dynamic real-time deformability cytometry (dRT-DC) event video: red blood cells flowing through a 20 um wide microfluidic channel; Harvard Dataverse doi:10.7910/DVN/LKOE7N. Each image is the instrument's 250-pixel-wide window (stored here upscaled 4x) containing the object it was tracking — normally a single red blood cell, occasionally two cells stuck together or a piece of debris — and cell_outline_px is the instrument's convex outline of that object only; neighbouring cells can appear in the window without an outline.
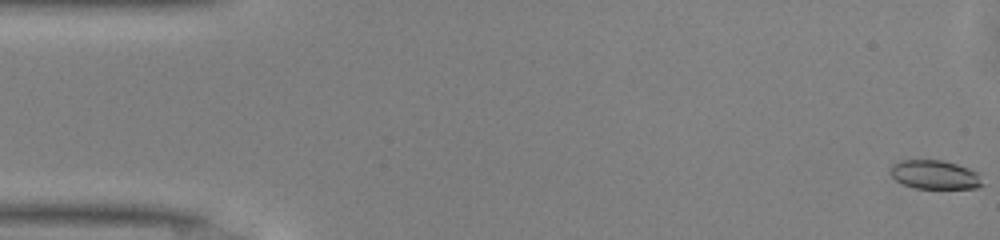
{"species": "common noctule bat (a hibernating species)", "species_latin": "Nyctalus noctula", "temperature_condition": "warm", "stored_images_in_passage": 49, "camera_frame_rate_fps": 3000, "um_per_image_px": 0.085, "animal": {"sex": "male", "body_mass_g": 13.0, "forearm_length_mm": 53.1}, "frame": {"image": 1, "passage_image": 1, "time_ms": 0.0, "image_size_px": [1000, 240], "cell_outline_px": [[984, 184], [976, 188], [916, 188], [904, 184], [896, 180], [892, 176], [892, 164], [904, 160], [940, 160], [956, 164], [968, 168], [976, 172]], "centroid_in_image_um": [79.47, 14.85], "position_along_channel_um": 5.5, "area_um2": 15.14}}
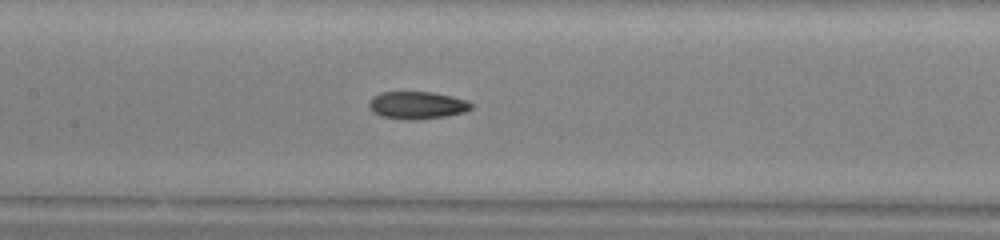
{"frame": {"image": 2, "passage_image": 23, "time_ms": 7.333, "image_size_px": [1000, 240], "cell_outline_px": [[472, 108], [464, 112], [444, 116], [412, 120], [404, 120], [380, 116], [372, 112], [368, 104], [368, 100], [372, 96], [380, 92], [432, 92], [452, 96], [464, 100], [472, 104]], "centroid_in_image_um": [35.38, 8.94], "position_along_channel_um": 172.0, "area_um2": 16.42}}
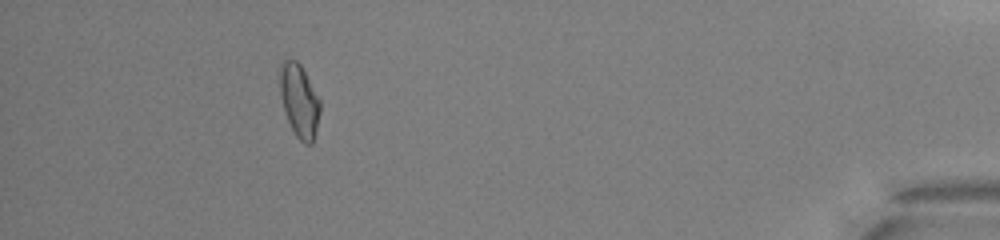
{"frame": {"image": 3, "passage_image": 45, "time_ms": 14.667, "image_size_px": [1000, 240], "cell_outline_px": [[320, 112], [316, 132], [312, 144], [304, 144], [296, 136], [288, 120], [284, 108], [280, 92], [280, 64], [284, 60], [296, 60], [300, 64], [320, 100]], "centroid_in_image_um": [25.45, 8.58], "position_along_channel_um": 409.7, "area_um2": 16.88}, "authors_computed_cell_mechanics": {"area_um2": 16.3574, "velocity_mm_per_s": 4.1708, "shape_relaxation_time_tau1_ms": 10.8576, "shape_relaxation_time_tau2_ms": 3.3196, "deformation_change_tau1": 0.2305, "deformation_change_tau2": 0.0923}}